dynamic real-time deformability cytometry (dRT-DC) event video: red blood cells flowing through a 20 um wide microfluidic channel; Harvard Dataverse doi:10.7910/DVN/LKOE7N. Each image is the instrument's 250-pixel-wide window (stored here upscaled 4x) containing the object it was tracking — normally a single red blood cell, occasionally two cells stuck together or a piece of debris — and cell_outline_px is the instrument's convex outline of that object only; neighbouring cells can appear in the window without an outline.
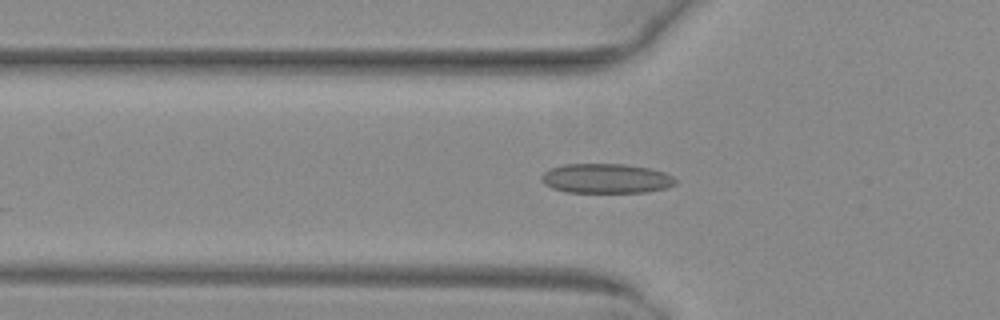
{"species": "common noctule bat (a hibernating species)", "species_latin": "Nyctalus noctula", "temperature_condition": "warm", "stored_images_in_passage": 53, "camera_frame_rate_fps": 3000, "um_per_image_px": 0.085, "animal": {"sex": "female", "body_mass_g": 29.2, "forearm_length_mm": 56.3}, "frame": {"image": 1, "passage_image": 19, "time_ms": 6.0, "image_size_px": [1000, 320], "cell_outline_px": [[676, 184], [668, 188], [648, 192], [564, 192], [552, 188], [544, 184], [540, 180], [540, 176], [544, 172], [552, 168], [564, 164], [624, 164], [648, 168], [664, 172], [672, 176], [676, 180]], "centroid_in_image_um": [51.51, 15.18], "position_along_channel_um": 74.3, "area_um2": 23.24}}
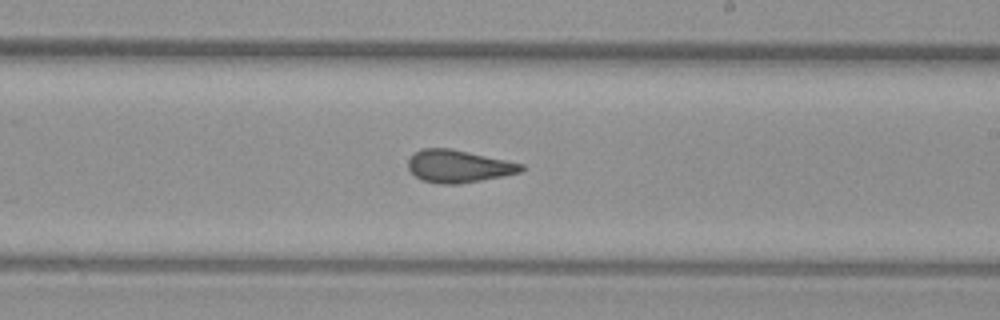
{"frame": {"image": 2, "passage_image": 32, "time_ms": 10.333, "image_size_px": [1000, 320], "cell_outline_px": [[524, 168], [520, 172], [504, 176], [460, 184], [440, 184], [420, 180], [408, 168], [408, 160], [420, 148], [452, 148], [524, 164]], "centroid_in_image_um": [38.97, 14.13], "position_along_channel_um": 250.0, "area_um2": 21.5}}
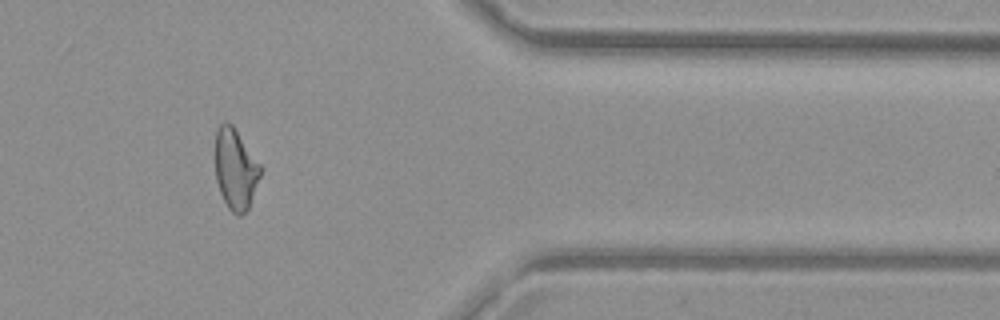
{"frame": {"image": 3, "passage_image": 44, "time_ms": 14.333, "image_size_px": [1000, 320], "cell_outline_px": [[260, 176], [248, 208], [240, 216], [236, 216], [228, 208], [220, 192], [216, 180], [216, 132], [220, 124], [224, 120], [228, 120], [232, 124], [260, 164]], "centroid_in_image_um": [20.0, 14.36], "position_along_channel_um": 391.4, "area_um2": 20.98}, "authors_computed_cell_mechanics": {"area_um2": 22.3108, "velocity_mm_per_s": 4.0494, "shape_relaxation_time_tau1_ms": null, "shape_relaxation_time_tau2_ms": 1.2395, "deformation_change_tau1": null, "deformation_change_tau2": 0.0665}}